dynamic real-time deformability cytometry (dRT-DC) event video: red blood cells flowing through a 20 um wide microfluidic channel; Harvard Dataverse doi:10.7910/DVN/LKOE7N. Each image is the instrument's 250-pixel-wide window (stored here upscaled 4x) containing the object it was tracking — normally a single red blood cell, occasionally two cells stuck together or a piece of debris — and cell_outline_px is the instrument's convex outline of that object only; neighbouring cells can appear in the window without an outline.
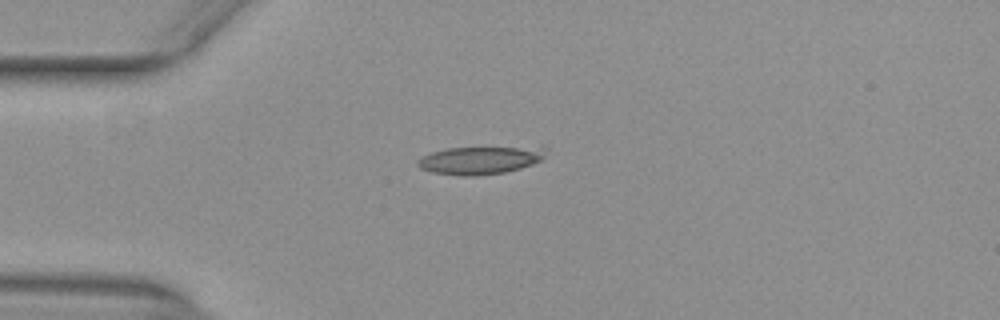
{"species": "common noctule bat (a hibernating species)", "species_latin": "Nyctalus noctula", "temperature_condition": "warm", "stored_images_in_passage": 34, "camera_frame_rate_fps": 3000, "um_per_image_px": 0.085, "animal": {"sex": "female", "body_mass_g": 29.2, "forearm_length_mm": 56.3}, "frame": {"image": 1, "passage_image": 1, "time_ms": 0.0, "image_size_px": [1000, 320], "cell_outline_px": [[548, 148], [544, 156], [540, 160], [532, 164], [520, 168], [504, 172], [472, 176], [464, 176], [432, 172], [420, 168], [416, 164], [416, 160], [432, 152], [448, 148], [544, 144]], "centroid_in_image_um": [40.94, 13.55], "position_along_channel_um": 44.1, "area_um2": 21.68}}
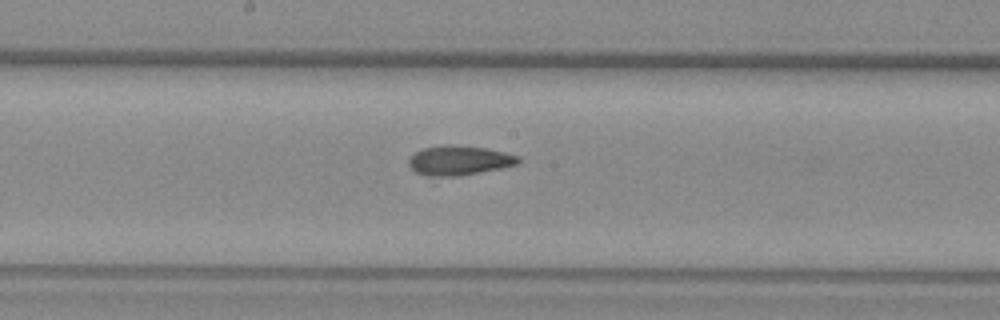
{"frame": {"image": 2, "passage_image": 15, "time_ms": 4.667, "image_size_px": [1000, 320], "cell_outline_px": [[520, 164], [480, 172], [456, 176], [428, 176], [416, 172], [408, 164], [408, 160], [416, 152], [424, 148], [440, 144], [456, 144], [484, 148], [504, 152], [520, 156]], "centroid_in_image_um": [39.04, 13.62], "position_along_channel_um": 209.2, "area_um2": 18.9}}
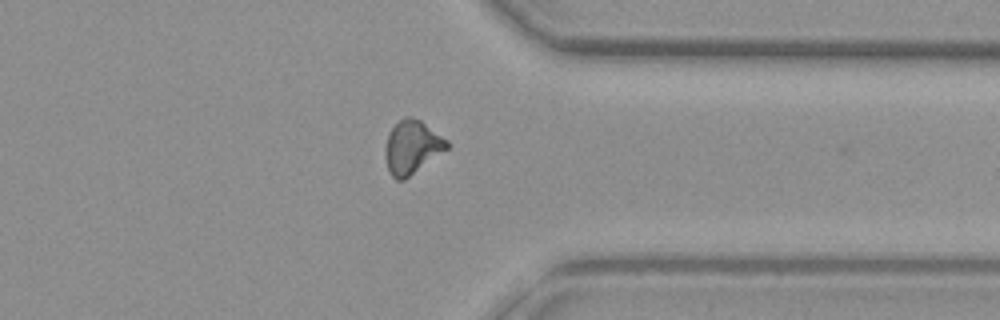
{"frame": {"image": 3, "passage_image": 28, "time_ms": 9.0, "image_size_px": [1000, 320], "cell_outline_px": [[452, 144], [448, 148], [404, 180], [396, 180], [392, 176], [388, 168], [384, 156], [384, 148], [388, 132], [400, 120], [408, 116], [412, 116], [420, 120], [448, 140]], "centroid_in_image_um": [35.01, 12.5], "position_along_channel_um": 376.4, "area_um2": 19.19}, "authors_computed_cell_mechanics": {"area_um2": 18.6694, "velocity_mm_per_s": 3.9716, "shape_relaxation_time_tau1_ms": null, "shape_relaxation_time_tau2_ms": 2.7056, "deformation_change_tau1": null, "deformation_change_tau2": 0.1049}}